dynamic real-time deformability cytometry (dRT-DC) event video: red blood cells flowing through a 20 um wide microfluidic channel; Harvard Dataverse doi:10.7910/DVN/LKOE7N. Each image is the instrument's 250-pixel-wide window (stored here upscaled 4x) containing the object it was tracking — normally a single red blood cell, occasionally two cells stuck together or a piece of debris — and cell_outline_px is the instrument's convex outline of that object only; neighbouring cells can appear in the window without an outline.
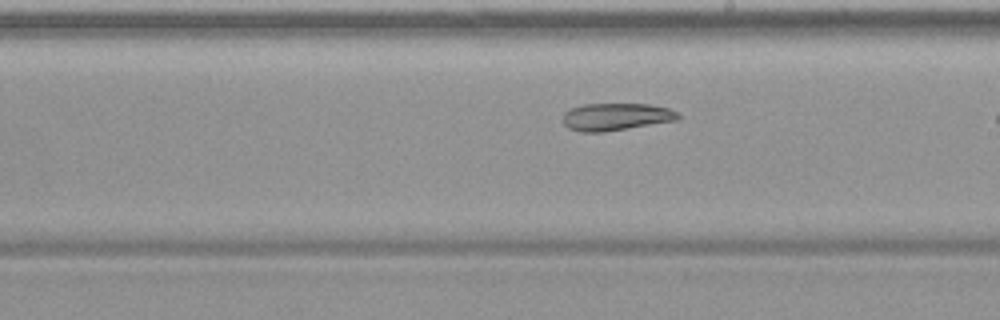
{"species": "common noctule bat (a hibernating species)", "species_latin": "Nyctalus noctula", "temperature_condition": "warm", "stored_images_in_passage": 10, "camera_frame_rate_fps": 3000, "um_per_image_px": 0.085, "animal": {"sex": "female", "body_mass_g": 19.9}, "frame": {"image": 1, "passage_image": 9, "time_ms": 2.667, "image_size_px": [1000, 320], "cell_outline_px": [[680, 116], [676, 120], [604, 132], [580, 132], [568, 128], [560, 120], [564, 112], [572, 108], [584, 104], [648, 104], [668, 108], [676, 112]], "centroid_in_image_um": [52.28, 9.93], "position_along_channel_um": 236.7, "area_um2": 18.32}}